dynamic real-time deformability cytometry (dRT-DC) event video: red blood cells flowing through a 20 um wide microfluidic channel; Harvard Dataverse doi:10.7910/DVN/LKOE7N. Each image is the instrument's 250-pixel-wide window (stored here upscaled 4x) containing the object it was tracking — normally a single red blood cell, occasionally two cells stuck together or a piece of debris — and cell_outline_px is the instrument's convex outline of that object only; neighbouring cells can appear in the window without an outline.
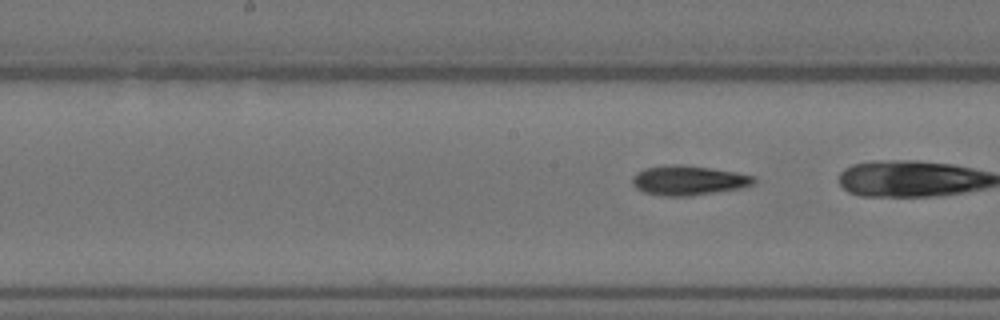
{"species": "Egyptian fruit bat (a non-hibernating species)", "species_latin": "Rousettus aegyptiacus", "temperature_condition": "warm", "stored_images_in_passage": 24, "camera_frame_rate_fps": 3000, "um_per_image_px": 0.085, "animal": {"sex": "female"}, "frame": {"image": 1, "passage_image": 24, "time_ms": 7.667, "image_size_px": [1000, 320], "cell_outline_px": [[756, 180], [752, 184], [740, 188], [716, 192], [688, 196], [664, 196], [644, 192], [636, 188], [632, 184], [632, 176], [636, 172], [644, 168], [664, 164], [680, 164], [736, 172], [756, 176]], "centroid_in_image_um": [58.47, 15.32], "position_along_channel_um": 189.7, "area_um2": 21.04}}